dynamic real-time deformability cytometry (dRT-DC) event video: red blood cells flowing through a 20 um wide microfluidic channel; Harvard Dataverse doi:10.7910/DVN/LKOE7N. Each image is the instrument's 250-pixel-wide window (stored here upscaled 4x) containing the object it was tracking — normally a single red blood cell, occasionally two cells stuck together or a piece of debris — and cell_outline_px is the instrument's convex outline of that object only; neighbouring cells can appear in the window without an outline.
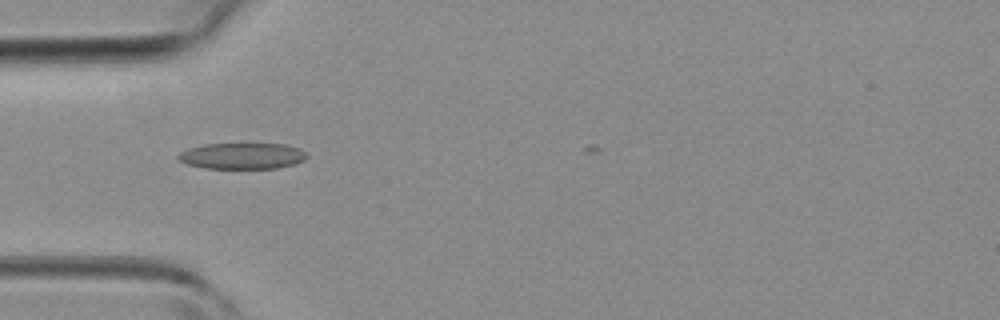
{"species": "common noctule bat (a hibernating species)", "species_latin": "Nyctalus noctula", "temperature_condition": "room temperature", "stored_images_in_passage": 3, "camera_frame_rate_fps": 3000, "um_per_image_px": 0.085, "animal": {"sex": "female", "body_mass_g": 19.3, "forearm_length_mm": 54.1}, "frame": {"image": 1, "passage_image": 1, "time_ms": 0.0, "image_size_px": [1000, 320], "cell_outline_px": [[308, 156], [304, 160], [296, 164], [276, 168], [204, 168], [188, 164], [176, 160], [176, 156], [180, 152], [188, 148], [204, 144], [284, 144], [300, 148]], "centroid_in_image_um": [20.57, 13.25], "position_along_channel_um": 64.4, "area_um2": 19.65}}